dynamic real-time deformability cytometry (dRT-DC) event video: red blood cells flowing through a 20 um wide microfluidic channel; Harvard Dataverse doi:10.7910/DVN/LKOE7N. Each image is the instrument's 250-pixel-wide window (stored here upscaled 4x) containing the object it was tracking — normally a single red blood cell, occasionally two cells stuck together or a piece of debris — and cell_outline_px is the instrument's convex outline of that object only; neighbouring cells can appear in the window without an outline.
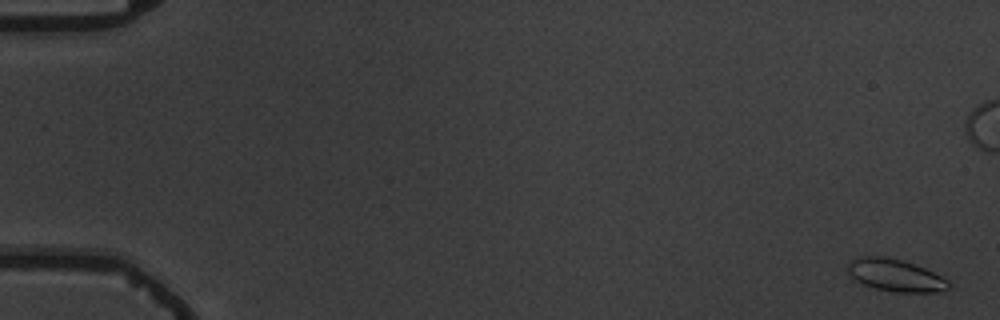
{"species": "common noctule bat (a hibernating species)", "species_latin": "Nyctalus noctula", "temperature_condition": "warm", "stored_images_in_passage": 4, "camera_frame_rate_fps": 3000, "um_per_image_px": 0.085, "animal": {"sex": "male", "body_mass_g": 19.5, "forearm_length_mm": 54.6}, "frame": {"image": 1, "passage_image": 1, "time_ms": 0.0, "image_size_px": [1000, 320], "cell_outline_px": [[948, 288], [936, 292], [896, 292], [876, 288], [864, 284], [856, 280], [848, 272], [848, 260], [856, 256], [884, 256], [900, 260], [924, 268], [948, 280]], "centroid_in_image_um": [76.05, 23.38], "position_along_channel_um": 9.0, "area_um2": 18.67}}